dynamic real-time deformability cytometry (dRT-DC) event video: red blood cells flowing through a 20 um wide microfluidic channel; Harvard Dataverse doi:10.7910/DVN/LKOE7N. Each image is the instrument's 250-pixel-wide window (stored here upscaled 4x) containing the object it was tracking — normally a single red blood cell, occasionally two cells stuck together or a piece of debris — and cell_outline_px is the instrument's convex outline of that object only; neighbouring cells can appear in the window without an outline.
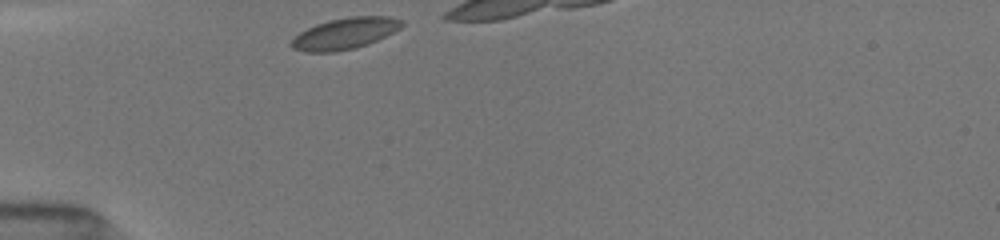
{"species": "common noctule bat (a hibernating species)", "species_latin": "Nyctalus noctula", "temperature_condition": "room temperature", "stored_images_in_passage": 9, "camera_frame_rate_fps": 3000, "um_per_image_px": 0.085, "animal": {"sex": "female", "body_mass_g": 19.5, "forearm_length_mm": 54.1}, "frame": {"image": 1, "passage_image": 1, "time_ms": 0.0, "image_size_px": [1000, 240], "cell_outline_px": [[404, 24], [400, 28], [368, 44], [356, 48], [332, 52], [304, 52], [292, 48], [288, 44], [300, 32], [316, 24], [328, 20], [348, 16], [388, 16], [404, 20]], "centroid_in_image_um": [29.3, 2.84], "position_along_channel_um": 55.7, "area_um2": 20.17}}
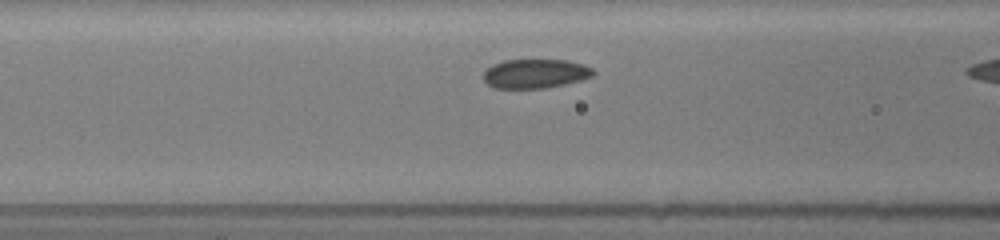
{"frame": {"image": 2, "passage_image": 7, "time_ms": 2.0, "image_size_px": [1000, 240], "cell_outline_px": [[596, 72], [592, 76], [580, 80], [548, 88], [496, 88], [488, 84], [484, 80], [484, 72], [492, 64], [504, 60], [568, 60], [592, 68]], "centroid_in_image_um": [45.5, 6.26], "position_along_channel_um": 121.1, "area_um2": 18.55}}